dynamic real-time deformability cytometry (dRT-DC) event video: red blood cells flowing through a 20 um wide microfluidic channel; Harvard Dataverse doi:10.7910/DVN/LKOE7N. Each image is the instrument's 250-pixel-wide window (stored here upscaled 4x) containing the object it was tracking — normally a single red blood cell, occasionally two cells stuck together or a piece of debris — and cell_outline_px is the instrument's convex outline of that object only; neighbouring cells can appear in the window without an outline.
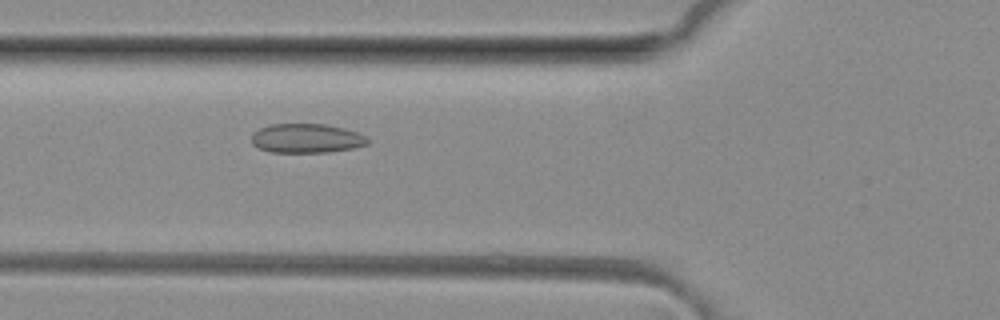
{"species": "common noctule bat (a hibernating species)", "species_latin": "Nyctalus noctula", "temperature_condition": "room temperature", "stored_images_in_passage": 46, "camera_frame_rate_fps": 3000, "um_per_image_px": 0.085, "animal": {"sex": "female", "body_mass_g": 29.2, "forearm_length_mm": 56.3}, "frame": {"image": 1, "passage_image": 14, "time_ms": 4.333, "image_size_px": [1000, 320], "cell_outline_px": [[372, 140], [368, 144], [352, 148], [328, 152], [272, 152], [260, 148], [252, 144], [252, 132], [260, 128], [272, 124], [324, 124], [344, 128], [356, 132]], "centroid_in_image_um": [26.06, 11.75], "position_along_channel_um": 99.7, "area_um2": 19.71}}
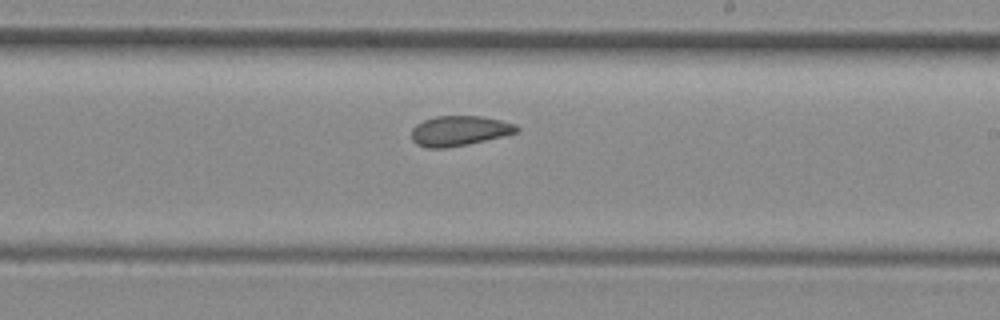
{"frame": {"image": 2, "passage_image": 25, "time_ms": 8.0, "image_size_px": [1000, 320], "cell_outline_px": [[520, 132], [468, 144], [444, 148], [428, 148], [416, 144], [412, 140], [412, 128], [416, 124], [424, 120], [436, 116], [484, 116], [516, 124], [520, 128]], "centroid_in_image_um": [39.06, 11.11], "position_along_channel_um": 249.9, "area_um2": 18.5}}
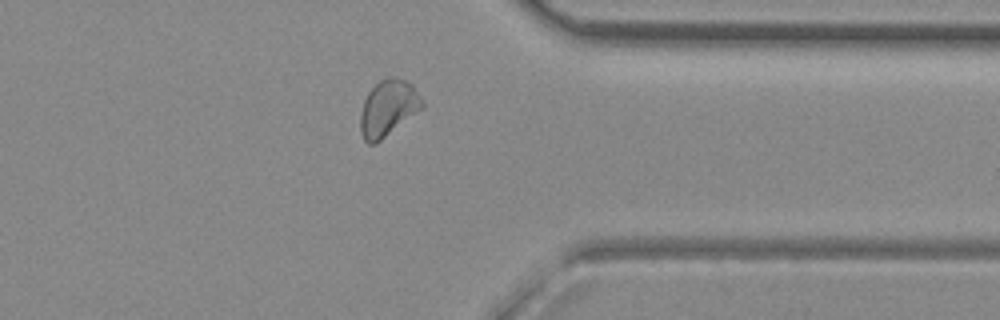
{"frame": {"image": 3, "passage_image": 35, "time_ms": 11.333, "image_size_px": [1000, 320], "cell_outline_px": [[424, 104], [420, 108], [376, 144], [368, 144], [364, 140], [360, 132], [360, 112], [364, 100], [368, 92], [380, 80], [388, 76], [396, 76], [412, 84], [420, 96]], "centroid_in_image_um": [32.94, 9.17], "position_along_channel_um": 378.5, "area_um2": 19.94}, "authors_computed_cell_mechanics": {"area_um2": 19.7965, "velocity_mm_per_s": 4.1033, "shape_relaxation_time_tau1_ms": null, "shape_relaxation_time_tau2_ms": 7.8653, "deformation_change_tau1": null, "deformation_change_tau2": 0.1296}}